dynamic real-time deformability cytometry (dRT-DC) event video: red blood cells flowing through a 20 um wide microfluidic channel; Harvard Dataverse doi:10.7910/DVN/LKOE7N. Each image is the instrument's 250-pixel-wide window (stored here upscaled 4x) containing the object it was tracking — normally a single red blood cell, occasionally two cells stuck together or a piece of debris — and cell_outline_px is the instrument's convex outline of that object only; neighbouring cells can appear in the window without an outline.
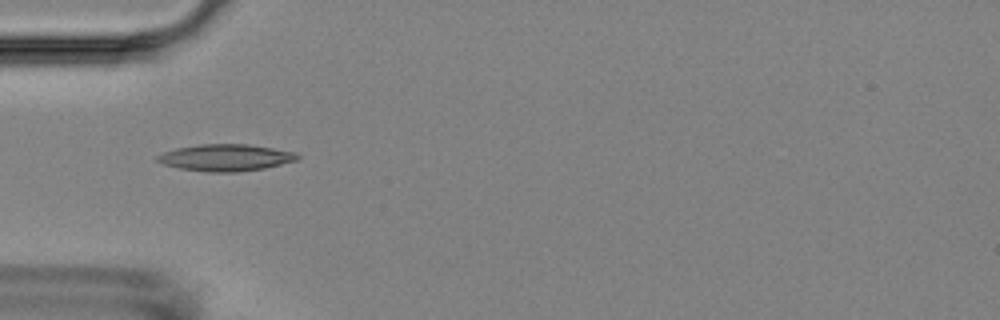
{"species": "Egyptian fruit bat (a non-hibernating species)", "species_latin": "Rousettus aegyptiacus", "temperature_condition": "room temperature", "stored_images_in_passage": 4, "camera_frame_rate_fps": 3000, "um_per_image_px": 0.085, "animal": {"sex": "female"}, "frame": {"image": 1, "passage_image": 4, "time_ms": 4.0, "image_size_px": [1000, 320], "cell_outline_px": [[300, 156], [296, 160], [264, 168], [236, 172], [208, 172], [180, 168], [164, 164], [156, 160], [156, 156], [164, 152], [176, 148], [200, 144], [248, 144], [296, 152]], "centroid_in_image_um": [19.17, 13.39], "position_along_channel_um": 65.8, "area_um2": 21.68}}